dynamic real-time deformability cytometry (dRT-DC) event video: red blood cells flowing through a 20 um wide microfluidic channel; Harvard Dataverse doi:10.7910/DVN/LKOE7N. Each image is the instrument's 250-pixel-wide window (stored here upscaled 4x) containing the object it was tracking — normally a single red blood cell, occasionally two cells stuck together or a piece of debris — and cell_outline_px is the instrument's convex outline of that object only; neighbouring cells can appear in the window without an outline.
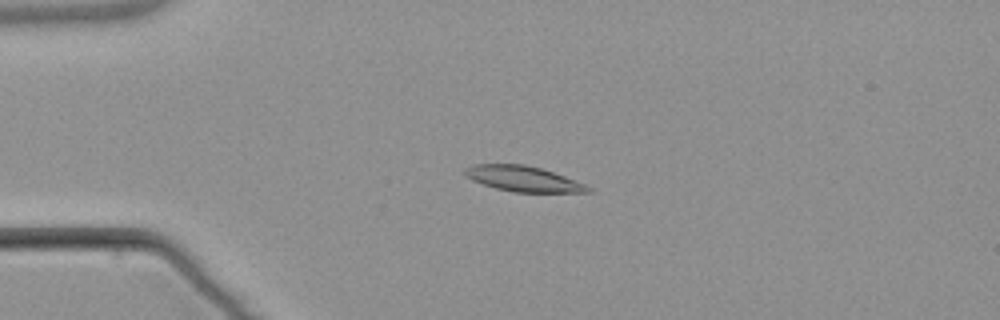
{"species": "common noctule bat (a hibernating species)", "species_latin": "Nyctalus noctula", "temperature_condition": "warm", "stored_images_in_passage": 5, "camera_frame_rate_fps": 3000, "um_per_image_px": 0.085, "animal": {"sex": "male", "body_mass_g": 21.5, "forearm_length_mm": 52.0}, "frame": {"image": 1, "passage_image": 4, "time_ms": 3.667, "image_size_px": [1000, 320], "cell_outline_px": [[592, 192], [512, 192], [496, 188], [472, 180], [464, 172], [464, 168], [472, 164], [524, 164], [540, 168], [564, 176], [584, 184], [592, 188]], "centroid_in_image_um": [44.46, 15.19], "position_along_channel_um": 40.5, "area_um2": 18.03}}